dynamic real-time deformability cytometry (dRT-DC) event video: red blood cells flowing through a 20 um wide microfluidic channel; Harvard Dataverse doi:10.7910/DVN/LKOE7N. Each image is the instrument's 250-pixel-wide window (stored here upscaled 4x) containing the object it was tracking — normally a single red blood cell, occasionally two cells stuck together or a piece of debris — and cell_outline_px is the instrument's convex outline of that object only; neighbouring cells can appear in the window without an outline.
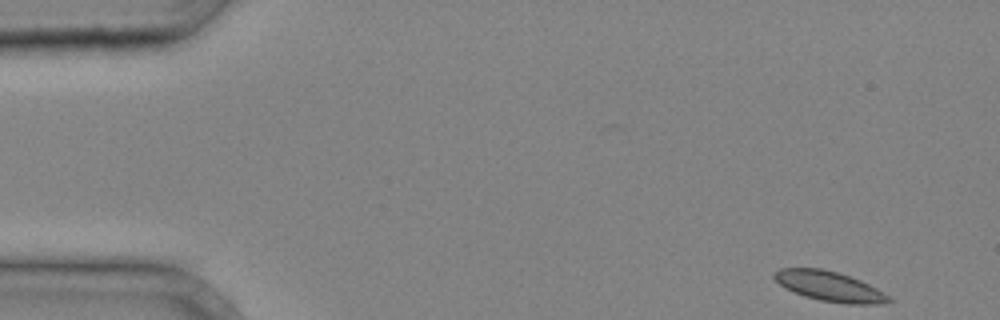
{"species": "common noctule bat (a hibernating species)", "species_latin": "Nyctalus noctula", "temperature_condition": "cold", "stored_images_in_passage": 9, "camera_frame_rate_fps": 3000, "um_per_image_px": 0.085, "animal": {"sex": "male", "body_mass_g": 20.4}, "frame": {"image": 1, "passage_image": 1, "time_ms": 0.0, "image_size_px": [1000, 320], "cell_outline_px": [[892, 300], [876, 304], [848, 304], [820, 300], [804, 296], [784, 288], [772, 276], [772, 272], [780, 268], [820, 268], [836, 272], [860, 280], [876, 288], [888, 296]], "centroid_in_image_um": [70.43, 24.33], "position_along_channel_um": 14.6, "area_um2": 19.71}}